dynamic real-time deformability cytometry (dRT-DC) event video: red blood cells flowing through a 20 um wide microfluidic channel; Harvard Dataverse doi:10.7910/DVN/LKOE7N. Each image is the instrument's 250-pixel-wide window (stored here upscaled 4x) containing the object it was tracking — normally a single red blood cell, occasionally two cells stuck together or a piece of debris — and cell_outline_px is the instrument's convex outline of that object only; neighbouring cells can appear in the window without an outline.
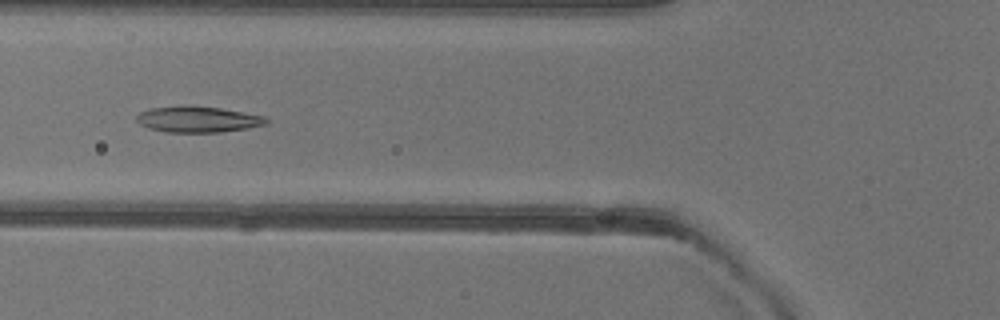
{"species": "common noctule bat (a hibernating species)", "species_latin": "Nyctalus noctula", "temperature_condition": "warm", "stored_images_in_passage": 50, "camera_frame_rate_fps": 3000, "um_per_image_px": 0.085, "animal": {"sex": "female"}, "frame": {"image": 1, "passage_image": 17, "time_ms": 5.333, "image_size_px": [1000, 320], "cell_outline_px": [[268, 120], [264, 124], [248, 128], [220, 132], [168, 132], [148, 128], [140, 124], [136, 120], [136, 116], [140, 112], [152, 108], [220, 108], [264, 116]], "centroid_in_image_um": [16.82, 10.18], "position_along_channel_um": 109.0, "area_um2": 18.67}}
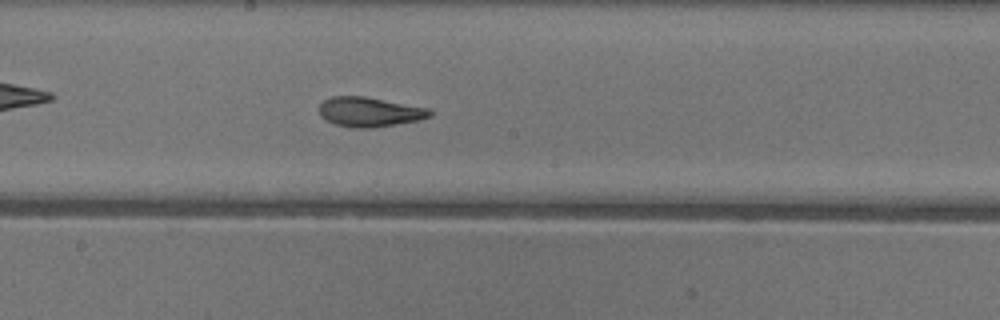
{"frame": {"image": 2, "passage_image": 25, "time_ms": 8.0, "image_size_px": [1000, 320], "cell_outline_px": [[432, 116], [420, 120], [372, 128], [352, 128], [336, 124], [324, 120], [320, 116], [320, 104], [324, 100], [332, 96], [364, 96], [428, 108], [432, 112]], "centroid_in_image_um": [31.4, 9.52], "position_along_channel_um": 216.8, "area_um2": 19.13}}
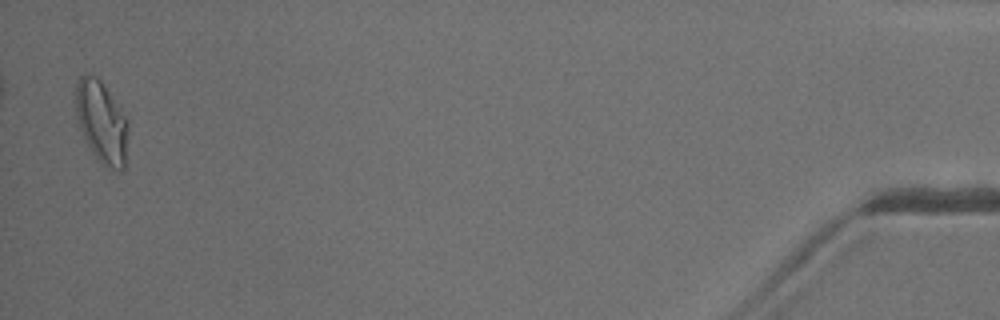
{"frame": {"image": 3, "passage_image": 48, "time_ms": 15.667, "image_size_px": [1000, 320], "cell_outline_px": [[128, 128], [124, 172], [116, 172], [104, 164], [92, 152], [80, 128], [76, 112], [76, 80], [84, 72], [96, 76], [100, 80], [128, 120]], "centroid_in_image_um": [8.64, 10.37], "position_along_channel_um": 426.6, "area_um2": 24.85}, "authors_computed_cell_mechanics": {"area_um2": 19.941, "velocity_mm_per_s": 4.0372, "shape_relaxation_time_tau1_ms": 6.1859, "shape_relaxation_time_tau2_ms": 1.9614, "deformation_change_tau1": 0.2011, "deformation_change_tau2": 0.0833}}